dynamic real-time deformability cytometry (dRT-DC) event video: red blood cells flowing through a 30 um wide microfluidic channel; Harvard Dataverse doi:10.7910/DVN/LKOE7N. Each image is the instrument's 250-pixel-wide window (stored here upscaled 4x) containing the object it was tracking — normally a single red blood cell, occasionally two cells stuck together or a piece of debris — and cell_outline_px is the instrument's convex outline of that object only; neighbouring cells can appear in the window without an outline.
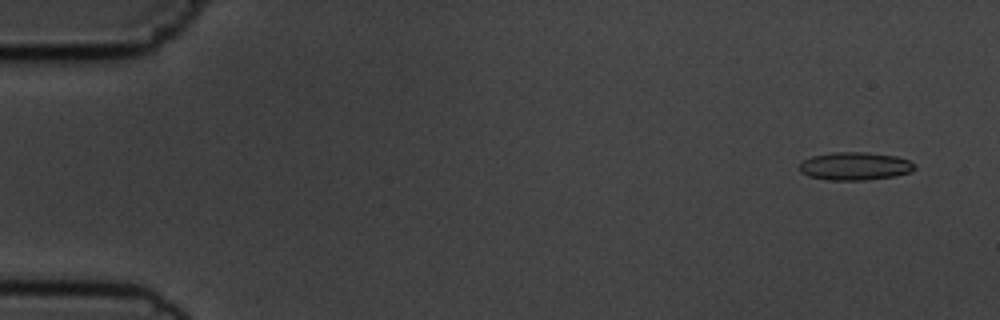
{"species": "common noctule bat (a hibernating species)", "species_latin": "Nyctalus noctula", "temperature_condition": "cold", "stored_images_in_passage": 8, "camera_frame_rate_fps": 3000, "um_per_image_px": 0.085, "animal": {"sex": "male", "body_mass_g": 19.5, "forearm_length_mm": 54.6}, "frame": {"image": 1, "passage_image": 1, "time_ms": 0.0, "image_size_px": [1000, 320], "cell_outline_px": [[916, 168], [912, 172], [896, 176], [868, 180], [828, 180], [808, 176], [800, 172], [800, 164], [804, 160], [812, 156], [832, 152], [864, 152], [896, 156], [908, 160], [916, 164]], "centroid_in_image_um": [72.7, 14.13], "position_along_channel_um": 12.3, "area_um2": 18.96}}
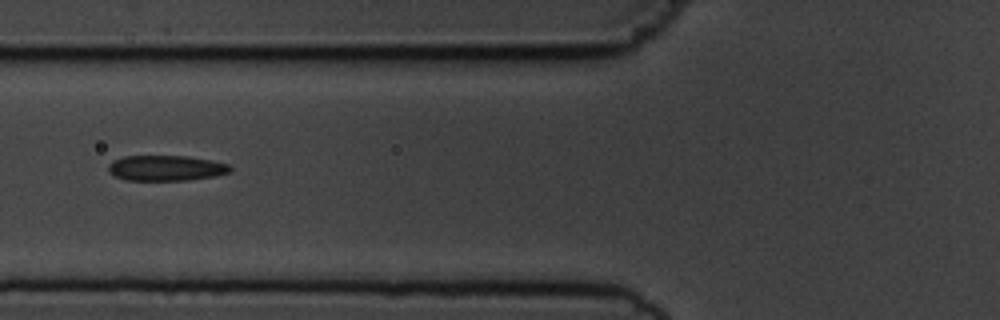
{"frame": {"image": 2, "passage_image": 6, "time_ms": 6.0, "image_size_px": [1000, 320], "cell_outline_px": [[232, 172], [216, 176], [188, 180], [124, 180], [108, 172], [108, 164], [112, 160], [124, 156], [188, 156], [212, 160], [228, 164], [232, 168]], "centroid_in_image_um": [14.12, 14.28], "position_along_channel_um": 111.7, "area_um2": 18.26}}
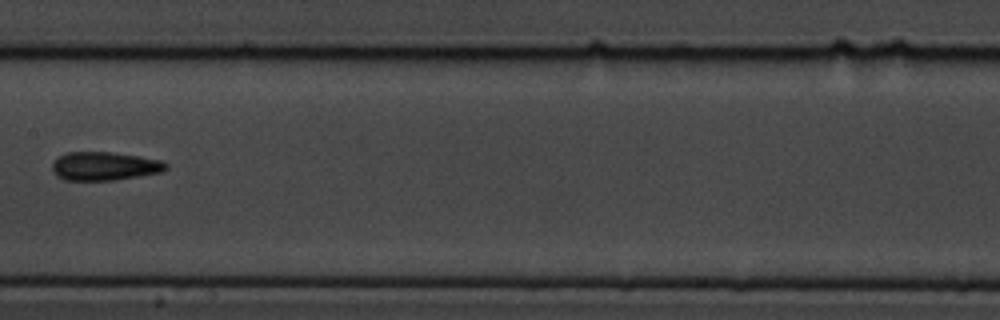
{"frame": {"image": 3, "passage_image": 8, "time_ms": 8.333, "image_size_px": [1000, 320], "cell_outline_px": [[168, 168], [164, 172], [116, 180], [64, 180], [56, 176], [52, 172], [52, 164], [60, 156], [68, 152], [112, 152], [140, 156], [160, 160], [168, 164]], "centroid_in_image_um": [8.91, 14.13], "position_along_channel_um": 198.5, "area_um2": 19.07}}